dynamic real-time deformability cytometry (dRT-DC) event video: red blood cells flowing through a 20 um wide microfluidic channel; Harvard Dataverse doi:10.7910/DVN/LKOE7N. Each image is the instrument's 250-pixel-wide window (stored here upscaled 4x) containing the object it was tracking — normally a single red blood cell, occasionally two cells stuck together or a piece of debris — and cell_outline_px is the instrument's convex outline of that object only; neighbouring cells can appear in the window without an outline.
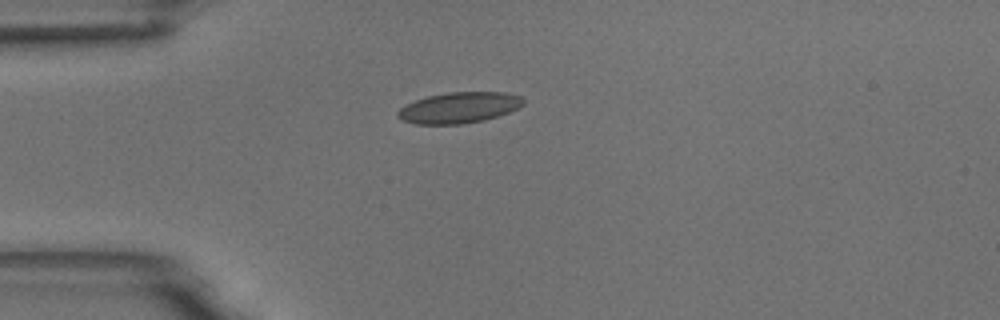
{"species": "common noctule bat (a hibernating species)", "species_latin": "Nyctalus noctula", "temperature_condition": "room temperature", "stored_images_in_passage": 3, "camera_frame_rate_fps": 3000, "um_per_image_px": 0.085, "animal": {"sex": "male", "body_mass_g": 18.8}, "frame": {"image": 1, "passage_image": 1, "time_ms": 0.0, "image_size_px": [1000, 320], "cell_outline_px": [[524, 104], [508, 112], [484, 120], [460, 124], [416, 124], [404, 120], [396, 116], [396, 112], [400, 108], [416, 100], [428, 96], [448, 92], [504, 92], [520, 96], [524, 100]], "centroid_in_image_um": [39.01, 9.15], "position_along_channel_um": 46.0, "area_um2": 22.37}}
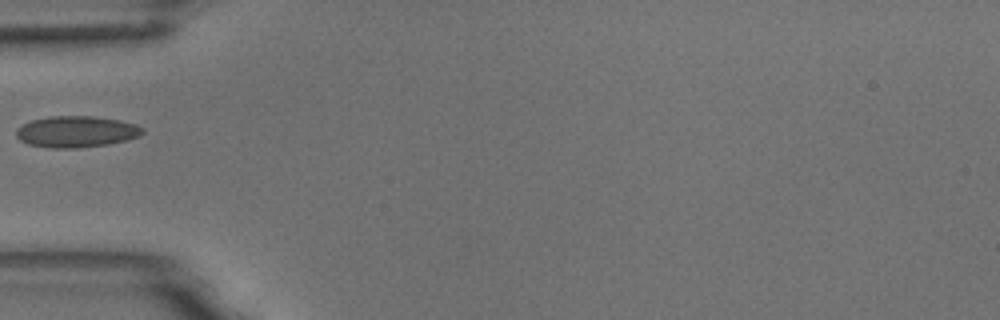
{"frame": {"image": 2, "passage_image": 2, "time_ms": 1.333, "image_size_px": [1000, 320], "cell_outline_px": [[144, 132], [140, 136], [128, 140], [108, 144], [76, 148], [52, 148], [28, 144], [20, 140], [16, 136], [16, 128], [32, 120], [48, 116], [92, 116], [120, 120], [136, 124], [144, 128]], "centroid_in_image_um": [6.51, 11.19], "position_along_channel_um": 78.5, "area_um2": 23.18}}